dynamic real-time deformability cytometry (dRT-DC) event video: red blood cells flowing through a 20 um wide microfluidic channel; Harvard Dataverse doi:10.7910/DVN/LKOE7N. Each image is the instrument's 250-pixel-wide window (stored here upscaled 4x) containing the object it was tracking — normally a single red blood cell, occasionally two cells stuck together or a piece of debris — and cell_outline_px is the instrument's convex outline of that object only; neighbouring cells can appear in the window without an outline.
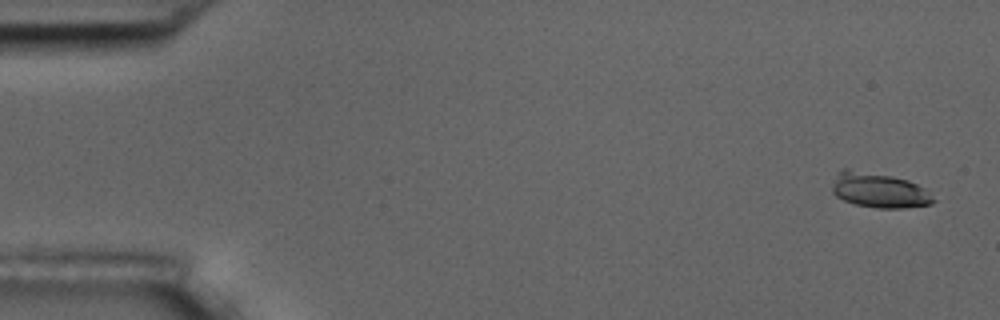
{"species": "common noctule bat (a hibernating species)", "species_latin": "Nyctalus noctula", "temperature_condition": "room temperature", "stored_images_in_passage": 6, "camera_frame_rate_fps": 3000, "um_per_image_px": 0.085, "animal": {"sex": "male", "body_mass_g": 17.5, "forearm_length_mm": 52.3}, "frame": {"image": 1, "passage_image": 1, "time_ms": 0.0, "image_size_px": [1000, 320], "cell_outline_px": [[936, 200], [932, 204], [904, 208], [876, 208], [856, 204], [844, 200], [836, 196], [832, 192], [832, 188], [836, 172], [840, 168], [848, 168], [892, 176], [908, 180], [924, 188]], "centroid_in_image_um": [74.69, 16.16], "position_along_channel_um": 10.3, "area_um2": 20.75}}
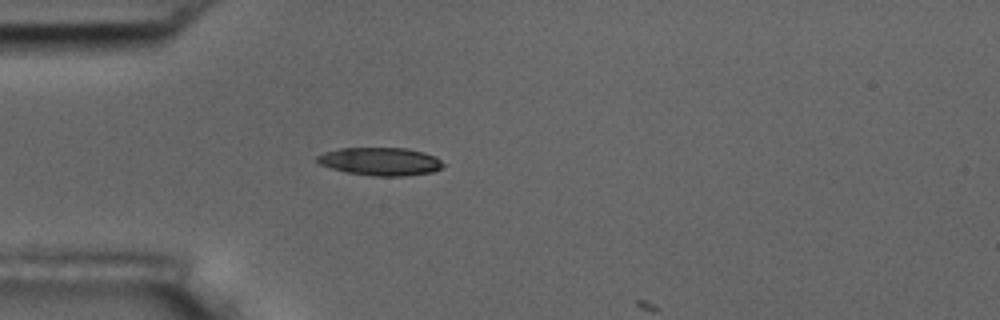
{"frame": {"image": 2, "passage_image": 5, "time_ms": 4.667, "image_size_px": [1000, 320], "cell_outline_px": [[444, 168], [432, 172], [404, 176], [372, 176], [348, 172], [332, 168], [320, 164], [316, 160], [316, 156], [324, 152], [340, 148], [408, 148], [424, 152], [436, 156], [444, 164]], "centroid_in_image_um": [32.37, 13.72], "position_along_channel_um": 52.6, "area_um2": 20.63}}